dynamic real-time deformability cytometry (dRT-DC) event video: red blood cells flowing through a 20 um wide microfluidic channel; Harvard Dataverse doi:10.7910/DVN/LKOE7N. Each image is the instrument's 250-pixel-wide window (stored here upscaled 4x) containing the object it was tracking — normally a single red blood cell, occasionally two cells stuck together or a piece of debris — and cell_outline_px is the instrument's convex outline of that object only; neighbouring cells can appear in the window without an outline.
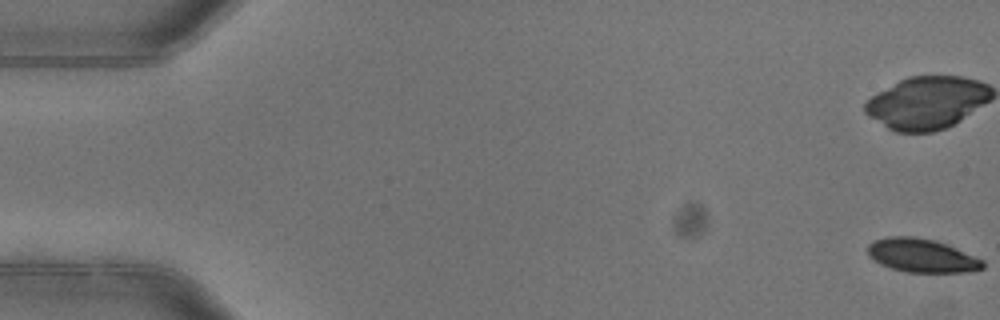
{"species": "common noctule bat (a hibernating species)", "species_latin": "Nyctalus noctula", "temperature_condition": "warm", "stored_images_in_passage": 4, "camera_frame_rate_fps": 3000, "um_per_image_px": 0.085, "animal": {"sex": "female"}, "frame": {"image": 1, "passage_image": 1, "time_ms": 0.0, "image_size_px": [1000, 320], "cell_outline_px": [[984, 268], [964, 272], [908, 272], [892, 268], [880, 264], [868, 256], [868, 244], [872, 240], [888, 236], [916, 236], [936, 240], [984, 260]], "centroid_in_image_um": [78.31, 21.7], "position_along_channel_um": 6.7, "area_um2": 22.54}}